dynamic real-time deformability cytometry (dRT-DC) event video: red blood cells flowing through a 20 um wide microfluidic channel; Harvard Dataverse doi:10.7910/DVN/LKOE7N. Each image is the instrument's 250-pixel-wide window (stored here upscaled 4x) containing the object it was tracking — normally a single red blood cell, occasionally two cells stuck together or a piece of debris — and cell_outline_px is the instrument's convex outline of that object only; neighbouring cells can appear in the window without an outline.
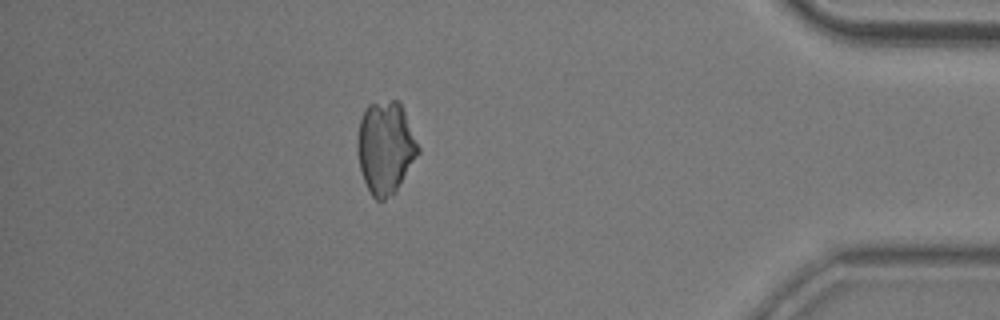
{"species": "common noctule bat (a hibernating species)", "species_latin": "Nyctalus noctula", "temperature_condition": "room temperature", "stored_images_in_passage": 46, "camera_frame_rate_fps": 3000, "um_per_image_px": 0.085, "animal": {"sex": "male", "body_mass_g": 20.5, "forearm_length_mm": 52.5}, "frame": {"image": 1, "passage_image": 40, "time_ms": 13.0, "image_size_px": [1000, 320], "cell_outline_px": [[420, 152], [396, 192], [384, 200], [376, 200], [372, 196], [364, 180], [360, 168], [356, 148], [356, 144], [360, 120], [368, 104], [392, 100], [396, 100], [400, 104], [404, 112], [420, 148]], "centroid_in_image_um": [32.76, 12.57], "position_along_channel_um": 402.4, "area_um2": 32.6}}